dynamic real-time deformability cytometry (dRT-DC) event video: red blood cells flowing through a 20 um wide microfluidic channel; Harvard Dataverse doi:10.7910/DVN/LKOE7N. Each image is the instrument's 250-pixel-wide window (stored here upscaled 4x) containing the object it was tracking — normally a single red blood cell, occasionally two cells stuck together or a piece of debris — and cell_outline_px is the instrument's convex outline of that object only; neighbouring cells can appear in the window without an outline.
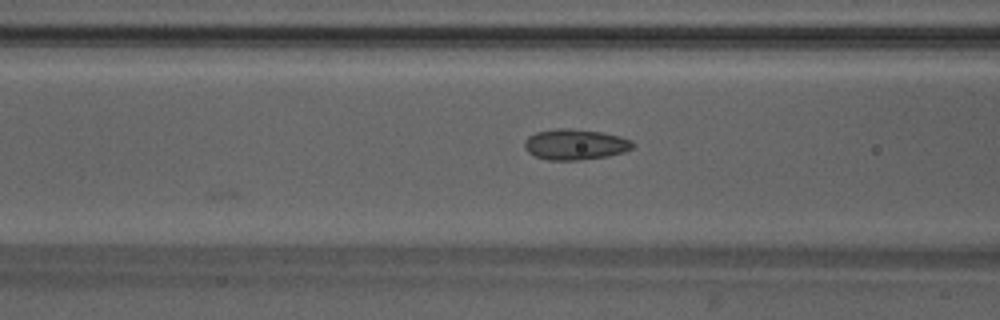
{"species": "Egyptian fruit bat (a non-hibernating species)", "species_latin": "Rousettus aegyptiacus", "temperature_condition": "warm", "stored_images_in_passage": 25, "camera_frame_rate_fps": 3000, "um_per_image_px": 0.085, "animal": {"sex": "male"}, "frame": {"image": 1, "passage_image": 25, "time_ms": 8.0, "image_size_px": [1000, 320], "cell_outline_px": [[636, 144], [632, 148], [624, 152], [608, 156], [580, 160], [548, 160], [536, 156], [528, 152], [524, 148], [524, 140], [528, 136], [536, 132], [556, 128], [568, 128], [604, 132], [620, 136], [632, 140]], "centroid_in_image_um": [48.9, 12.27], "position_along_channel_um": 117.7, "area_um2": 19.59}}